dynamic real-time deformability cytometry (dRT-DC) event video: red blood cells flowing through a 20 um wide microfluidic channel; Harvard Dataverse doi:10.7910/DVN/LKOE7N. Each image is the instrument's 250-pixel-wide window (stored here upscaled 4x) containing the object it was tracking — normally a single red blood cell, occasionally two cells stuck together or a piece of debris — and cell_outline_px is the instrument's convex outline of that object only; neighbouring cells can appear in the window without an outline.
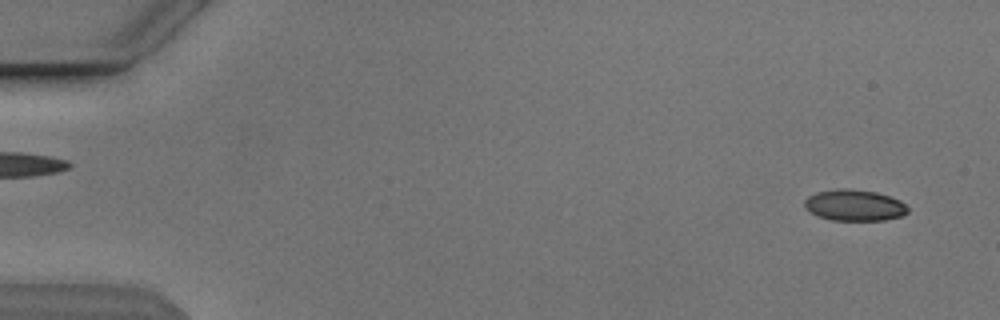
{"species": "Egyptian fruit bat (a non-hibernating species)", "species_latin": "Rousettus aegyptiacus", "temperature_condition": "cold", "stored_images_in_passage": 9, "camera_frame_rate_fps": 3000, "um_per_image_px": 0.085, "animal": {"sex": "male"}, "frame": {"image": 1, "passage_image": 2, "time_ms": 0.333, "image_size_px": [1000, 320], "cell_outline_px": [[908, 212], [900, 216], [884, 220], [832, 220], [816, 216], [808, 212], [804, 208], [804, 200], [808, 196], [816, 192], [836, 188], [848, 188], [876, 192], [900, 200], [908, 208]], "centroid_in_image_um": [72.56, 17.44], "position_along_channel_um": 12.4, "area_um2": 18.96}}